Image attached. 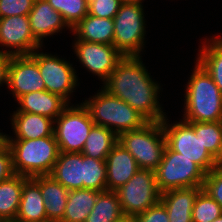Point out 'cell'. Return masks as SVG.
I'll return each instance as SVG.
<instances>
[{"label": "cell", "instance_id": "6da1fadb", "mask_svg": "<svg viewBox=\"0 0 222 222\" xmlns=\"http://www.w3.org/2000/svg\"><path fill=\"white\" fill-rule=\"evenodd\" d=\"M141 57L124 56L102 88L128 103L148 122H160L166 116L159 102L161 86L152 80Z\"/></svg>", "mask_w": 222, "mask_h": 222}, {"label": "cell", "instance_id": "7a4b0ae2", "mask_svg": "<svg viewBox=\"0 0 222 222\" xmlns=\"http://www.w3.org/2000/svg\"><path fill=\"white\" fill-rule=\"evenodd\" d=\"M185 88L184 121H222V93L197 60Z\"/></svg>", "mask_w": 222, "mask_h": 222}, {"label": "cell", "instance_id": "3957f363", "mask_svg": "<svg viewBox=\"0 0 222 222\" xmlns=\"http://www.w3.org/2000/svg\"><path fill=\"white\" fill-rule=\"evenodd\" d=\"M15 174L28 178L50 175L60 150L55 136L37 139H5Z\"/></svg>", "mask_w": 222, "mask_h": 222}, {"label": "cell", "instance_id": "277c9868", "mask_svg": "<svg viewBox=\"0 0 222 222\" xmlns=\"http://www.w3.org/2000/svg\"><path fill=\"white\" fill-rule=\"evenodd\" d=\"M95 125L121 133L142 128L148 121L128 103L109 94L101 87L97 94L83 103Z\"/></svg>", "mask_w": 222, "mask_h": 222}, {"label": "cell", "instance_id": "5b68a950", "mask_svg": "<svg viewBox=\"0 0 222 222\" xmlns=\"http://www.w3.org/2000/svg\"><path fill=\"white\" fill-rule=\"evenodd\" d=\"M161 123L166 145L172 151L196 163L206 174L219 164L200 141V122H187L182 119L170 124L166 115Z\"/></svg>", "mask_w": 222, "mask_h": 222}, {"label": "cell", "instance_id": "8992f818", "mask_svg": "<svg viewBox=\"0 0 222 222\" xmlns=\"http://www.w3.org/2000/svg\"><path fill=\"white\" fill-rule=\"evenodd\" d=\"M118 143L134 157L139 169L155 171L166 147L162 123L148 122L140 129L121 133Z\"/></svg>", "mask_w": 222, "mask_h": 222}, {"label": "cell", "instance_id": "52a82bcc", "mask_svg": "<svg viewBox=\"0 0 222 222\" xmlns=\"http://www.w3.org/2000/svg\"><path fill=\"white\" fill-rule=\"evenodd\" d=\"M140 3H122L114 22V47L123 56H141L145 46L146 19Z\"/></svg>", "mask_w": 222, "mask_h": 222}, {"label": "cell", "instance_id": "ba28073f", "mask_svg": "<svg viewBox=\"0 0 222 222\" xmlns=\"http://www.w3.org/2000/svg\"><path fill=\"white\" fill-rule=\"evenodd\" d=\"M155 175L158 190L163 193L173 189L203 187L206 173L196 163L166 145Z\"/></svg>", "mask_w": 222, "mask_h": 222}, {"label": "cell", "instance_id": "9c48e42d", "mask_svg": "<svg viewBox=\"0 0 222 222\" xmlns=\"http://www.w3.org/2000/svg\"><path fill=\"white\" fill-rule=\"evenodd\" d=\"M125 217L133 218L160 201L155 171L139 169L121 188L116 190Z\"/></svg>", "mask_w": 222, "mask_h": 222}, {"label": "cell", "instance_id": "30bf717a", "mask_svg": "<svg viewBox=\"0 0 222 222\" xmlns=\"http://www.w3.org/2000/svg\"><path fill=\"white\" fill-rule=\"evenodd\" d=\"M54 124V136L60 152L81 153L94 122L81 103L69 105Z\"/></svg>", "mask_w": 222, "mask_h": 222}, {"label": "cell", "instance_id": "8fae6325", "mask_svg": "<svg viewBox=\"0 0 222 222\" xmlns=\"http://www.w3.org/2000/svg\"><path fill=\"white\" fill-rule=\"evenodd\" d=\"M39 49L42 48L36 49L30 55L38 63L46 91L59 95L70 104L71 93L79 85L75 67H72L73 64L70 61H66L64 58L60 59V57L46 52H39Z\"/></svg>", "mask_w": 222, "mask_h": 222}, {"label": "cell", "instance_id": "7c38bea8", "mask_svg": "<svg viewBox=\"0 0 222 222\" xmlns=\"http://www.w3.org/2000/svg\"><path fill=\"white\" fill-rule=\"evenodd\" d=\"M73 48L83 67L104 82L124 57L114 45L74 40Z\"/></svg>", "mask_w": 222, "mask_h": 222}, {"label": "cell", "instance_id": "4fadbf2b", "mask_svg": "<svg viewBox=\"0 0 222 222\" xmlns=\"http://www.w3.org/2000/svg\"><path fill=\"white\" fill-rule=\"evenodd\" d=\"M0 46L10 48L0 53L12 55H30L43 47L33 36L28 16H9L0 18Z\"/></svg>", "mask_w": 222, "mask_h": 222}, {"label": "cell", "instance_id": "5bb4252c", "mask_svg": "<svg viewBox=\"0 0 222 222\" xmlns=\"http://www.w3.org/2000/svg\"><path fill=\"white\" fill-rule=\"evenodd\" d=\"M7 87L16 100L26 93L46 90L38 63L31 55L10 56Z\"/></svg>", "mask_w": 222, "mask_h": 222}, {"label": "cell", "instance_id": "9a60e30c", "mask_svg": "<svg viewBox=\"0 0 222 222\" xmlns=\"http://www.w3.org/2000/svg\"><path fill=\"white\" fill-rule=\"evenodd\" d=\"M105 163L106 185L110 191H116L124 186L139 170L134 157L118 142L107 155Z\"/></svg>", "mask_w": 222, "mask_h": 222}, {"label": "cell", "instance_id": "2e32d148", "mask_svg": "<svg viewBox=\"0 0 222 222\" xmlns=\"http://www.w3.org/2000/svg\"><path fill=\"white\" fill-rule=\"evenodd\" d=\"M28 18L33 36L41 44L45 37L59 33L64 28L72 31L62 15L55 11L47 0H35Z\"/></svg>", "mask_w": 222, "mask_h": 222}, {"label": "cell", "instance_id": "e0dca14e", "mask_svg": "<svg viewBox=\"0 0 222 222\" xmlns=\"http://www.w3.org/2000/svg\"><path fill=\"white\" fill-rule=\"evenodd\" d=\"M16 101L20 107L14 112L39 114L53 120L69 106L64 98L46 90L26 93Z\"/></svg>", "mask_w": 222, "mask_h": 222}, {"label": "cell", "instance_id": "ac0fdd59", "mask_svg": "<svg viewBox=\"0 0 222 222\" xmlns=\"http://www.w3.org/2000/svg\"><path fill=\"white\" fill-rule=\"evenodd\" d=\"M50 176L69 191L83 189L84 155L60 152Z\"/></svg>", "mask_w": 222, "mask_h": 222}, {"label": "cell", "instance_id": "d6986e66", "mask_svg": "<svg viewBox=\"0 0 222 222\" xmlns=\"http://www.w3.org/2000/svg\"><path fill=\"white\" fill-rule=\"evenodd\" d=\"M11 120L14 138L5 134V139H37L54 136V120L48 117L25 113L13 112Z\"/></svg>", "mask_w": 222, "mask_h": 222}, {"label": "cell", "instance_id": "ffe728a7", "mask_svg": "<svg viewBox=\"0 0 222 222\" xmlns=\"http://www.w3.org/2000/svg\"><path fill=\"white\" fill-rule=\"evenodd\" d=\"M202 187L168 190L160 195L170 222H192V210L196 196Z\"/></svg>", "mask_w": 222, "mask_h": 222}, {"label": "cell", "instance_id": "44dd1931", "mask_svg": "<svg viewBox=\"0 0 222 222\" xmlns=\"http://www.w3.org/2000/svg\"><path fill=\"white\" fill-rule=\"evenodd\" d=\"M32 179L40 186L47 221L61 222L65 213L69 190L50 175L36 176Z\"/></svg>", "mask_w": 222, "mask_h": 222}, {"label": "cell", "instance_id": "7402d4cb", "mask_svg": "<svg viewBox=\"0 0 222 222\" xmlns=\"http://www.w3.org/2000/svg\"><path fill=\"white\" fill-rule=\"evenodd\" d=\"M46 221L47 216L40 186L32 178H28L23 184L21 201L14 222Z\"/></svg>", "mask_w": 222, "mask_h": 222}, {"label": "cell", "instance_id": "603a6c76", "mask_svg": "<svg viewBox=\"0 0 222 222\" xmlns=\"http://www.w3.org/2000/svg\"><path fill=\"white\" fill-rule=\"evenodd\" d=\"M71 33L76 40L113 45L114 22L113 19L87 14L72 28Z\"/></svg>", "mask_w": 222, "mask_h": 222}, {"label": "cell", "instance_id": "cb8c5ba5", "mask_svg": "<svg viewBox=\"0 0 222 222\" xmlns=\"http://www.w3.org/2000/svg\"><path fill=\"white\" fill-rule=\"evenodd\" d=\"M28 177L15 174L0 182V216L7 222H14L21 201L24 182Z\"/></svg>", "mask_w": 222, "mask_h": 222}, {"label": "cell", "instance_id": "d4e9b609", "mask_svg": "<svg viewBox=\"0 0 222 222\" xmlns=\"http://www.w3.org/2000/svg\"><path fill=\"white\" fill-rule=\"evenodd\" d=\"M99 191L77 189L69 191L65 213L61 222H85L93 210Z\"/></svg>", "mask_w": 222, "mask_h": 222}, {"label": "cell", "instance_id": "484cf974", "mask_svg": "<svg viewBox=\"0 0 222 222\" xmlns=\"http://www.w3.org/2000/svg\"><path fill=\"white\" fill-rule=\"evenodd\" d=\"M201 46L196 59L211 75L222 93V36L208 38Z\"/></svg>", "mask_w": 222, "mask_h": 222}, {"label": "cell", "instance_id": "4316f807", "mask_svg": "<svg viewBox=\"0 0 222 222\" xmlns=\"http://www.w3.org/2000/svg\"><path fill=\"white\" fill-rule=\"evenodd\" d=\"M117 142L118 136L112 130L94 124L81 153L87 157L105 161Z\"/></svg>", "mask_w": 222, "mask_h": 222}, {"label": "cell", "instance_id": "83f0119b", "mask_svg": "<svg viewBox=\"0 0 222 222\" xmlns=\"http://www.w3.org/2000/svg\"><path fill=\"white\" fill-rule=\"evenodd\" d=\"M125 218L116 191L99 192L85 222H120Z\"/></svg>", "mask_w": 222, "mask_h": 222}, {"label": "cell", "instance_id": "f1b7e54d", "mask_svg": "<svg viewBox=\"0 0 222 222\" xmlns=\"http://www.w3.org/2000/svg\"><path fill=\"white\" fill-rule=\"evenodd\" d=\"M72 29L88 14V0H47Z\"/></svg>", "mask_w": 222, "mask_h": 222}, {"label": "cell", "instance_id": "f546056e", "mask_svg": "<svg viewBox=\"0 0 222 222\" xmlns=\"http://www.w3.org/2000/svg\"><path fill=\"white\" fill-rule=\"evenodd\" d=\"M83 189H92L99 192L107 190L106 163L104 160L84 155Z\"/></svg>", "mask_w": 222, "mask_h": 222}, {"label": "cell", "instance_id": "4dcf8cb0", "mask_svg": "<svg viewBox=\"0 0 222 222\" xmlns=\"http://www.w3.org/2000/svg\"><path fill=\"white\" fill-rule=\"evenodd\" d=\"M200 141L222 163V121L200 122Z\"/></svg>", "mask_w": 222, "mask_h": 222}, {"label": "cell", "instance_id": "1f68e13d", "mask_svg": "<svg viewBox=\"0 0 222 222\" xmlns=\"http://www.w3.org/2000/svg\"><path fill=\"white\" fill-rule=\"evenodd\" d=\"M221 215V206L204 189H201L192 210V222H212Z\"/></svg>", "mask_w": 222, "mask_h": 222}, {"label": "cell", "instance_id": "d6a6232c", "mask_svg": "<svg viewBox=\"0 0 222 222\" xmlns=\"http://www.w3.org/2000/svg\"><path fill=\"white\" fill-rule=\"evenodd\" d=\"M202 189L222 208V163L206 174Z\"/></svg>", "mask_w": 222, "mask_h": 222}, {"label": "cell", "instance_id": "836d02e7", "mask_svg": "<svg viewBox=\"0 0 222 222\" xmlns=\"http://www.w3.org/2000/svg\"><path fill=\"white\" fill-rule=\"evenodd\" d=\"M121 4V0H88V14L113 19Z\"/></svg>", "mask_w": 222, "mask_h": 222}, {"label": "cell", "instance_id": "e575fe53", "mask_svg": "<svg viewBox=\"0 0 222 222\" xmlns=\"http://www.w3.org/2000/svg\"><path fill=\"white\" fill-rule=\"evenodd\" d=\"M35 0H0V18L28 16Z\"/></svg>", "mask_w": 222, "mask_h": 222}, {"label": "cell", "instance_id": "d590c367", "mask_svg": "<svg viewBox=\"0 0 222 222\" xmlns=\"http://www.w3.org/2000/svg\"><path fill=\"white\" fill-rule=\"evenodd\" d=\"M133 218L136 222H170L168 212L160 201Z\"/></svg>", "mask_w": 222, "mask_h": 222}, {"label": "cell", "instance_id": "8d00e7d4", "mask_svg": "<svg viewBox=\"0 0 222 222\" xmlns=\"http://www.w3.org/2000/svg\"><path fill=\"white\" fill-rule=\"evenodd\" d=\"M15 175L13 169L12 153L8 144L4 141L0 145V182Z\"/></svg>", "mask_w": 222, "mask_h": 222}, {"label": "cell", "instance_id": "74e56055", "mask_svg": "<svg viewBox=\"0 0 222 222\" xmlns=\"http://www.w3.org/2000/svg\"><path fill=\"white\" fill-rule=\"evenodd\" d=\"M9 61H10V55L5 53H0V86H2L3 83H5L7 86Z\"/></svg>", "mask_w": 222, "mask_h": 222}, {"label": "cell", "instance_id": "f35d334b", "mask_svg": "<svg viewBox=\"0 0 222 222\" xmlns=\"http://www.w3.org/2000/svg\"><path fill=\"white\" fill-rule=\"evenodd\" d=\"M121 1H122V3H140V4H142V2L144 0H121Z\"/></svg>", "mask_w": 222, "mask_h": 222}, {"label": "cell", "instance_id": "ab89813d", "mask_svg": "<svg viewBox=\"0 0 222 222\" xmlns=\"http://www.w3.org/2000/svg\"><path fill=\"white\" fill-rule=\"evenodd\" d=\"M120 222H136L134 218H130V217H125L122 221Z\"/></svg>", "mask_w": 222, "mask_h": 222}, {"label": "cell", "instance_id": "60d3db41", "mask_svg": "<svg viewBox=\"0 0 222 222\" xmlns=\"http://www.w3.org/2000/svg\"><path fill=\"white\" fill-rule=\"evenodd\" d=\"M5 141V134L0 132V145Z\"/></svg>", "mask_w": 222, "mask_h": 222}, {"label": "cell", "instance_id": "b9f144b4", "mask_svg": "<svg viewBox=\"0 0 222 222\" xmlns=\"http://www.w3.org/2000/svg\"><path fill=\"white\" fill-rule=\"evenodd\" d=\"M212 222H222V215L220 217H218L217 219H215L214 221Z\"/></svg>", "mask_w": 222, "mask_h": 222}, {"label": "cell", "instance_id": "7bdbcfd3", "mask_svg": "<svg viewBox=\"0 0 222 222\" xmlns=\"http://www.w3.org/2000/svg\"><path fill=\"white\" fill-rule=\"evenodd\" d=\"M0 222H7L3 217L0 216Z\"/></svg>", "mask_w": 222, "mask_h": 222}]
</instances>
